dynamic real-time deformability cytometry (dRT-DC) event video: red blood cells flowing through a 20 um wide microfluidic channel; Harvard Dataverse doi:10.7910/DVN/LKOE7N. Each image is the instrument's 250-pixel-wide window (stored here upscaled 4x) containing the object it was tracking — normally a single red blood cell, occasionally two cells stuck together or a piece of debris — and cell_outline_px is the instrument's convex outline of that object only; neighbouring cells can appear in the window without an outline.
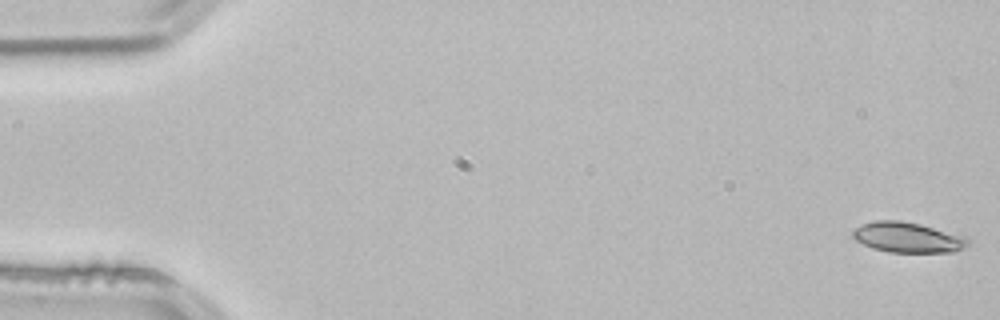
{"species": "common noctule bat (a hibernating species)", "species_latin": "Nyctalus noctula", "temperature_condition": "room temperature", "stored_images_in_passage": 53, "camera_frame_rate_fps": 3000, "um_per_image_px": 0.085, "animal": {"sex": "male", "body_mass_g": 21.5, "forearm_length_mm": 52.0}, "frame": {"image": 1, "passage_image": 1, "time_ms": 0.0, "image_size_px": [1000, 320], "cell_outline_px": [[968, 244], [952, 252], [888, 252], [872, 248], [856, 240], [852, 236], [852, 232], [856, 228], [864, 224], [876, 220], [900, 220], [920, 224], [968, 236]], "centroid_in_image_um": [77.16, 20.17], "position_along_channel_um": 7.8, "area_um2": 20.23}}
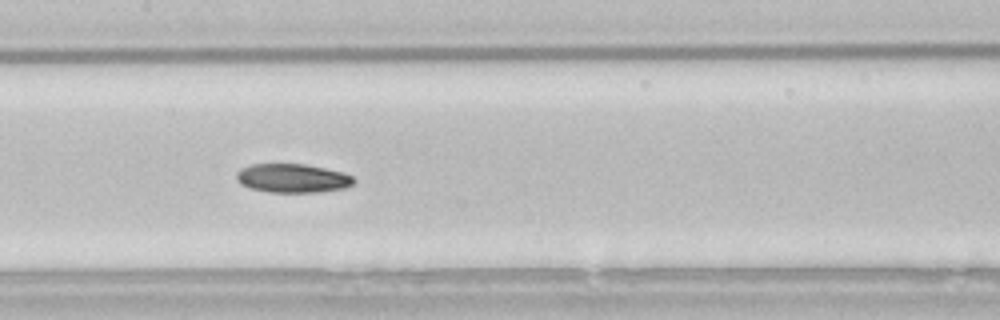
{"frame": {"image": 2, "passage_image": 26, "time_ms": 8.333, "image_size_px": [1000, 320], "cell_outline_px": [[356, 180], [352, 184], [344, 188], [320, 192], [268, 192], [252, 188], [240, 184], [236, 180], [236, 172], [240, 168], [252, 164], [304, 164], [344, 172], [352, 176]], "centroid_in_image_um": [24.85, 15.14], "position_along_channel_um": 182.5, "area_um2": 19.77}}
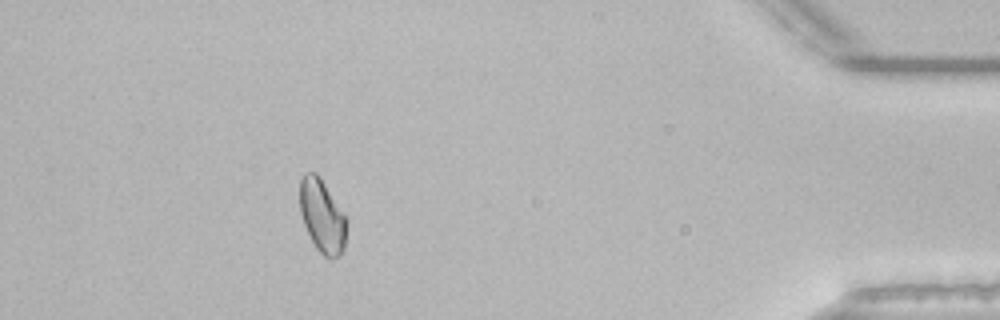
{"frame": {"image": 3, "passage_image": 48, "time_ms": 15.667, "image_size_px": [1000, 320], "cell_outline_px": [[348, 220], [344, 252], [340, 256], [332, 260], [328, 260], [316, 248], [304, 224], [300, 212], [300, 180], [304, 172], [316, 172]], "centroid_in_image_um": [27.41, 18.42], "position_along_channel_um": 407.8, "area_um2": 20.06}, "authors_computed_cell_mechanics": {"area_um2": 20.0566, "velocity_mm_per_s": 3.8244, "shape_relaxation_time_tau1_ms": 10.0889, "shape_relaxation_time_tau2_ms": null, "deformation_change_tau1": 0.1638, "deformation_change_tau2": null}}